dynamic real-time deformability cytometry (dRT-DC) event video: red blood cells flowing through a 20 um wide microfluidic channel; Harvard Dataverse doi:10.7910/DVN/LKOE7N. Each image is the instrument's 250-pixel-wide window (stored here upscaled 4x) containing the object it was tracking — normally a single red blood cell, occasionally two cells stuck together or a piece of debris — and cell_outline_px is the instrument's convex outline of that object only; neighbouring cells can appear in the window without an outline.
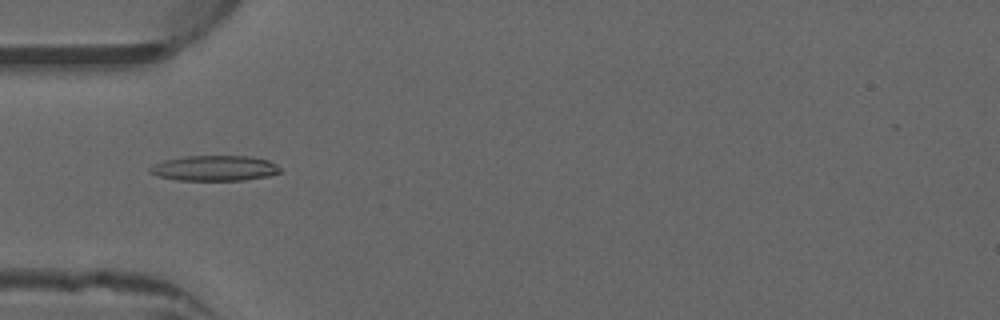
{"species": "common noctule bat (a hibernating species)", "species_latin": "Nyctalus noctula", "temperature_condition": "warm", "stored_images_in_passage": 36, "camera_frame_rate_fps": 3000, "um_per_image_px": 0.085, "animal": {"sex": "male", "forearm_length_mm": 52.5}, "frame": {"image": 1, "passage_image": 1, "time_ms": 0.0, "image_size_px": [1000, 320], "cell_outline_px": [[280, 172], [268, 176], [244, 180], [176, 180], [156, 176], [148, 172], [148, 168], [164, 160], [184, 156], [248, 156], [268, 160], [276, 164], [280, 168]], "centroid_in_image_um": [18.21, 14.3], "position_along_channel_um": 66.8, "area_um2": 19.25}}
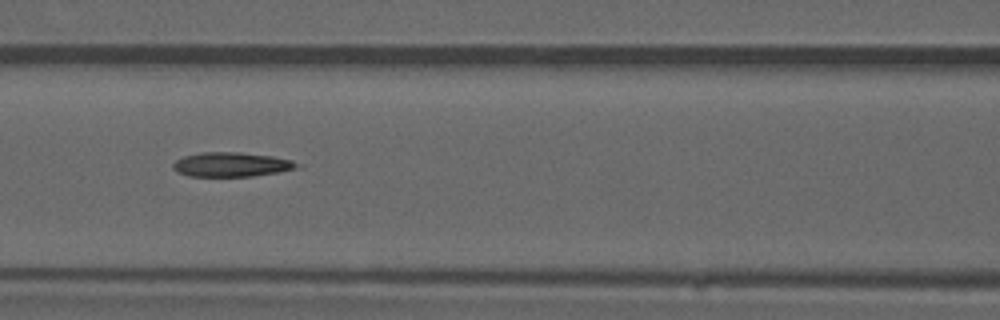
{"frame": {"image": 2, "passage_image": 7, "time_ms": 2.0, "image_size_px": [1000, 320], "cell_outline_px": [[304, 168], [252, 176], [188, 176], [172, 168], [172, 164], [176, 160], [184, 156], [204, 152], [240, 152], [272, 156], [292, 160], [300, 164]], "centroid_in_image_um": [19.74, 13.98], "position_along_channel_um": 146.9, "area_um2": 17.69}}
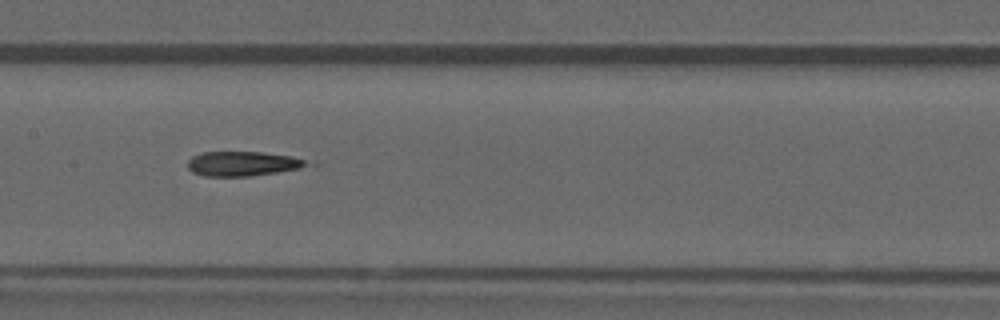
{"frame": {"image": 3, "passage_image": 10, "time_ms": 3.0, "image_size_px": [1000, 320], "cell_outline_px": [[316, 164], [300, 168], [276, 172], [248, 176], [204, 176], [192, 172], [188, 168], [188, 160], [192, 156], [200, 152], [260, 152], [292, 156], [316, 160]], "centroid_in_image_um": [20.73, 13.9], "position_along_channel_um": 186.7, "area_um2": 17.46}, "authors_computed_cell_mechanics": {"area_um2": 17.1088, "velocity_mm_per_s": 4.0065, "shape_relaxation_time_tau1_ms": null, "shape_relaxation_time_tau2_ms": 3.8895, "deformation_change_tau1": null, "deformation_change_tau2": 0.1506}}